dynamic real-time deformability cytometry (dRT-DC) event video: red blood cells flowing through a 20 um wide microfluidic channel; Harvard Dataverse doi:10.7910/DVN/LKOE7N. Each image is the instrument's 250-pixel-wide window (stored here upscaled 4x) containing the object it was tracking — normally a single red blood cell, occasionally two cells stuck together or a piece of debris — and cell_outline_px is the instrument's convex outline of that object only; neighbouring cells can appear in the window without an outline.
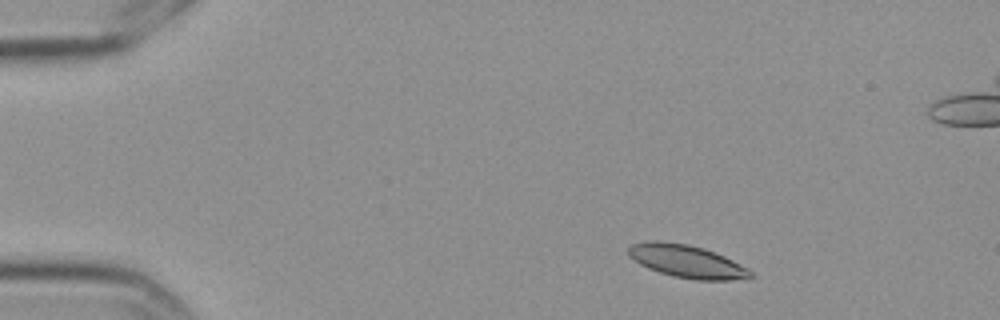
{"species": "Egyptian fruit bat (a non-hibernating species)", "species_latin": "Rousettus aegyptiacus", "temperature_condition": "cold", "stored_images_in_passage": 9, "camera_frame_rate_fps": 3000, "um_per_image_px": 0.085, "frame": {"image": 1, "passage_image": 2, "time_ms": 0.333, "image_size_px": [1000, 320], "cell_outline_px": [[752, 276], [732, 280], [696, 280], [672, 276], [648, 268], [632, 260], [628, 256], [628, 248], [632, 244], [652, 240], [688, 244], [704, 248], [724, 256], [748, 268], [752, 272]], "centroid_in_image_um": [58.34, 22.21], "position_along_channel_um": 26.7, "area_um2": 23.24}}
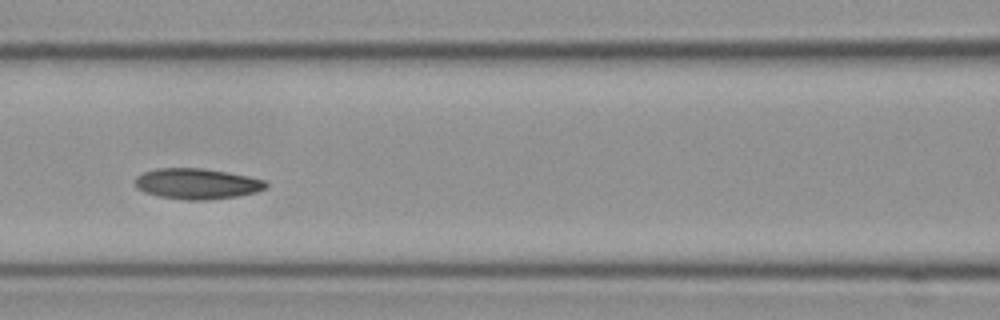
{"frame": {"image": 2, "passage_image": 7, "time_ms": 2.0, "image_size_px": [1000, 320], "cell_outline_px": [[268, 188], [256, 192], [240, 196], [208, 200], [184, 200], [160, 196], [144, 192], [136, 188], [136, 176], [144, 172], [160, 168], [200, 168], [248, 176], [268, 180]], "centroid_in_image_um": [16.79, 15.63], "position_along_channel_um": 149.8, "area_um2": 23.47}}
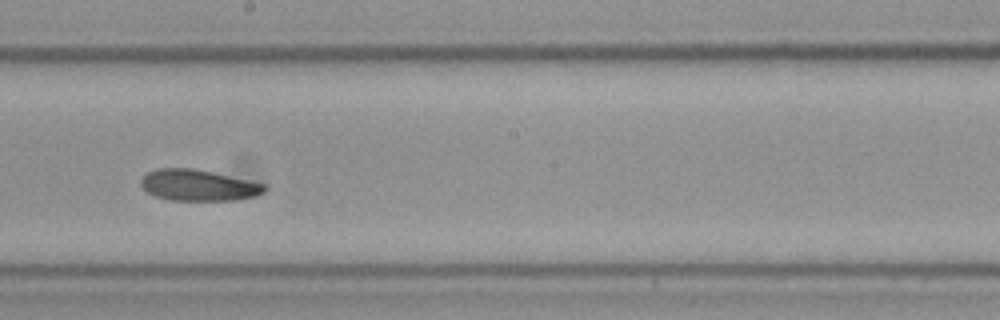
{"frame": {"image": 3, "passage_image": 9, "time_ms": 2.667, "image_size_px": [1000, 320], "cell_outline_px": [[268, 188], [264, 192], [256, 196], [236, 200], [172, 200], [156, 196], [148, 192], [140, 184], [140, 180], [148, 172], [156, 168], [192, 168], [212, 172], [268, 184]], "centroid_in_image_um": [16.9, 15.74], "position_along_channel_um": 231.3, "area_um2": 22.48}}